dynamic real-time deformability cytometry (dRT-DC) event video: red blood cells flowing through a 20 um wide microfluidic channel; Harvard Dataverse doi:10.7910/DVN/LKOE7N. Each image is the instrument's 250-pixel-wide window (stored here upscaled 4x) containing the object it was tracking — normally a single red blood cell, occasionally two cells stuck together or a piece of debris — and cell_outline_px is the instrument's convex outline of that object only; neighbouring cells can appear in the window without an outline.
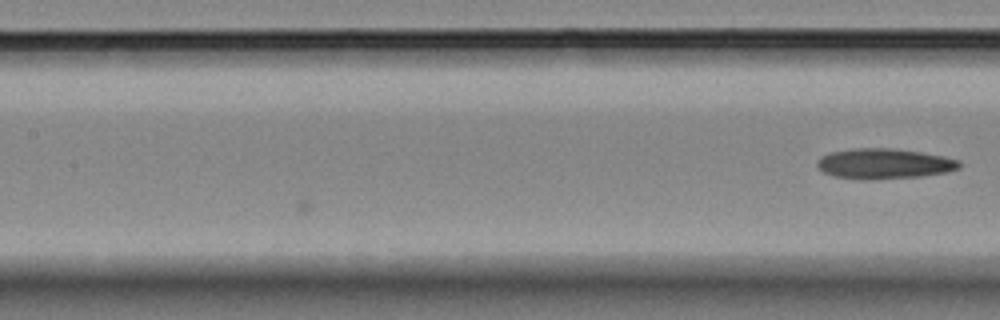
{"species": "Egyptian fruit bat (a non-hibernating species)", "species_latin": "Rousettus aegyptiacus", "temperature_condition": "room temperature", "stored_images_in_passage": 5, "camera_frame_rate_fps": 3000, "um_per_image_px": 0.085, "animal": {"sex": "female"}, "frame": {"image": 1, "passage_image": 5, "time_ms": 4.333, "image_size_px": [1000, 320], "cell_outline_px": [[960, 168], [948, 172], [920, 176], [860, 180], [832, 176], [824, 172], [816, 164], [816, 160], [820, 156], [828, 152], [856, 148], [892, 148], [920, 152], [960, 160]], "centroid_in_image_um": [75.1, 13.91], "position_along_channel_um": 132.3, "area_um2": 25.14}}